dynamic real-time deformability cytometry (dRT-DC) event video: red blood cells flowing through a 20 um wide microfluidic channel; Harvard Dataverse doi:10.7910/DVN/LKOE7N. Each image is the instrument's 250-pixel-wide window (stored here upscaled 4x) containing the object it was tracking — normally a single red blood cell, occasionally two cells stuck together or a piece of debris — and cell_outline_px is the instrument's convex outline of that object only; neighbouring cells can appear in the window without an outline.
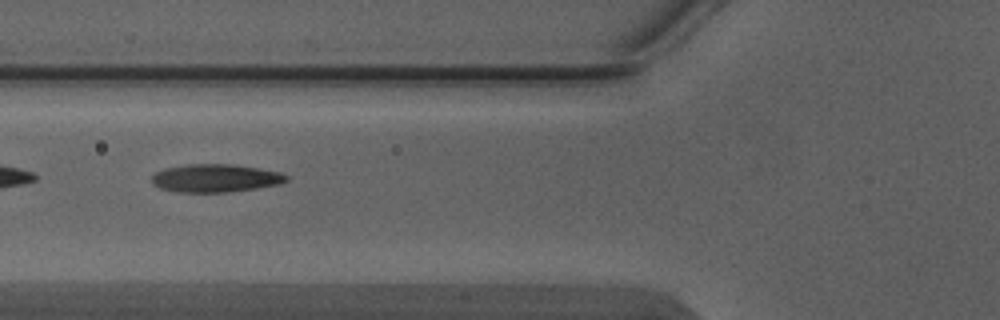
{"species": "Egyptian fruit bat (a non-hibernating species)", "species_latin": "Rousettus aegyptiacus", "temperature_condition": "warm", "stored_images_in_passage": 5, "camera_frame_rate_fps": 3000, "um_per_image_px": 0.085, "animal": {"sex": "male"}, "frame": {"image": 1, "passage_image": 4, "time_ms": 1.0, "image_size_px": [1000, 320], "cell_outline_px": [[288, 180], [280, 184], [256, 188], [224, 192], [176, 192], [160, 188], [152, 184], [152, 176], [156, 172], [164, 168], [188, 164], [232, 164], [280, 172], [288, 176]], "centroid_in_image_um": [18.29, 15.14], "position_along_channel_um": 107.5, "area_um2": 21.91}}
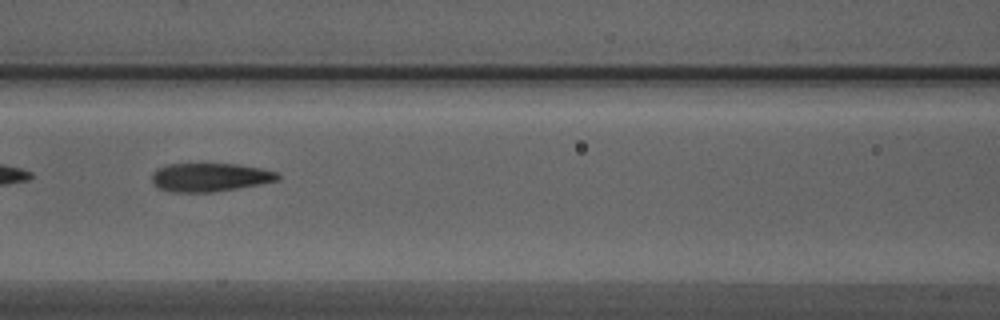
{"frame": {"image": 2, "passage_image": 5, "time_ms": 1.333, "image_size_px": [1000, 320], "cell_outline_px": [[280, 180], [260, 184], [212, 192], [172, 192], [160, 188], [152, 184], [152, 172], [156, 168], [168, 164], [236, 164], [260, 168], [276, 172], [280, 176]], "centroid_in_image_um": [17.81, 15.06], "position_along_channel_um": 148.8, "area_um2": 20.87}}